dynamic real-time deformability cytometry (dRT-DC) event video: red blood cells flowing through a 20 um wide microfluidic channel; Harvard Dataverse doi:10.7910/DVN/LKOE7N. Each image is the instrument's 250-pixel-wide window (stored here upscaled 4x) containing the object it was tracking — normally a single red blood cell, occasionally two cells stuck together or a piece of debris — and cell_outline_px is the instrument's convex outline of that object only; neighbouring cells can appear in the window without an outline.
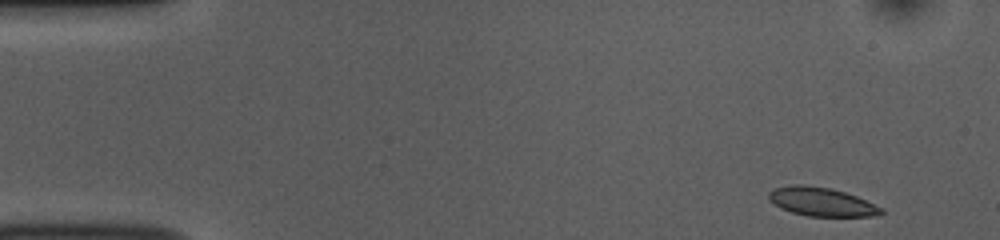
{"species": "common noctule bat (a hibernating species)", "species_latin": "Nyctalus noctula", "temperature_condition": "room temperature", "stored_images_in_passage": 50, "camera_frame_rate_fps": 3000, "um_per_image_px": 0.085, "animal": {"sex": "female", "body_mass_g": 10.0, "forearm_length_mm": 53.1}, "frame": {"image": 1, "passage_image": 1, "time_ms": 0.0, "image_size_px": [1000, 240], "cell_outline_px": [[884, 212], [880, 216], [808, 216], [792, 212], [780, 208], [768, 196], [768, 192], [776, 188], [792, 184], [800, 184], [832, 188], [856, 196], [884, 208]], "centroid_in_image_um": [69.88, 17.15], "position_along_channel_um": 15.1, "area_um2": 18.73}}
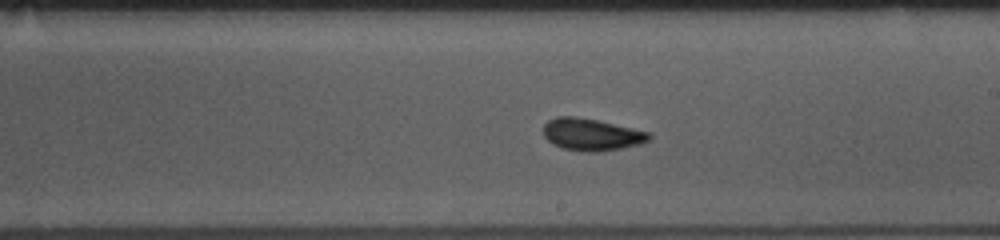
{"frame": {"image": 2, "passage_image": 27, "time_ms": 8.667, "image_size_px": [1000, 240], "cell_outline_px": [[652, 136], [648, 140], [640, 144], [600, 152], [580, 152], [560, 148], [552, 144], [544, 136], [544, 124], [548, 120], [556, 116], [572, 116], [596, 120], [652, 132]], "centroid_in_image_um": [50.27, 11.44], "position_along_channel_um": 238.7, "area_um2": 19.94}}
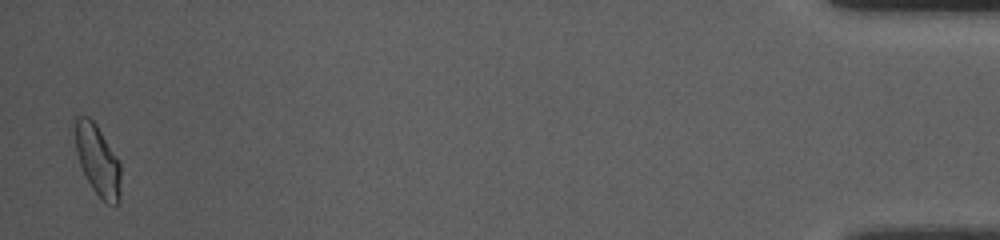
{"frame": {"image": 3, "passage_image": 49, "time_ms": 16.0, "image_size_px": [1000, 240], "cell_outline_px": [[120, 204], [108, 204], [92, 188], [80, 164], [76, 152], [72, 120], [72, 116], [88, 116], [96, 124], [120, 160]], "centroid_in_image_um": [8.28, 13.54], "position_along_channel_um": 426.9, "area_um2": 19.13}, "authors_computed_cell_mechanics": {"area_um2": 19.0451, "velocity_mm_per_s": 3.767, "shape_relaxation_time_tau1_ms": 2.7862, "shape_relaxation_time_tau2_ms": 1.4625, "deformation_change_tau1": 0.1184, "deformation_change_tau2": 0.0783}}